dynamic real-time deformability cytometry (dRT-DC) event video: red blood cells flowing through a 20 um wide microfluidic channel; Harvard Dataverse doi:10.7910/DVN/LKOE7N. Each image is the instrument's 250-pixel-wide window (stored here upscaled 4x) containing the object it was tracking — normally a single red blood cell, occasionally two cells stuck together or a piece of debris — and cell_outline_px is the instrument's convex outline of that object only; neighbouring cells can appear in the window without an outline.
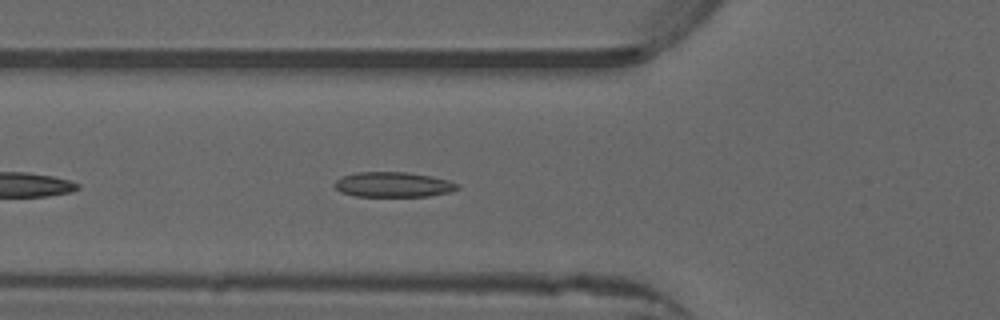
{"species": "common noctule bat (a hibernating species)", "species_latin": "Nyctalus noctula", "temperature_condition": "warm", "stored_images_in_passage": 16, "camera_frame_rate_fps": 3000, "um_per_image_px": 0.085, "animal": {"sex": "male", "forearm_length_mm": 52.5}, "frame": {"image": 1, "passage_image": 7, "time_ms": 2.0, "image_size_px": [1000, 320], "cell_outline_px": [[460, 188], [448, 192], [428, 196], [356, 196], [340, 192], [332, 184], [336, 180], [344, 176], [356, 172], [408, 172], [432, 176], [448, 180], [460, 184]], "centroid_in_image_um": [33.43, 15.68], "position_along_channel_um": 92.4, "area_um2": 17.98}}
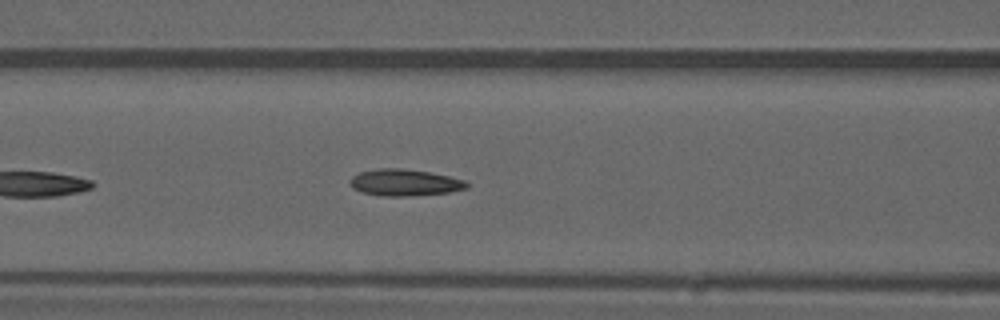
{"frame": {"image": 2, "passage_image": 10, "time_ms": 3.0, "image_size_px": [1000, 320], "cell_outline_px": [[468, 188], [448, 192], [404, 196], [380, 196], [364, 192], [352, 188], [352, 176], [360, 172], [380, 168], [400, 168], [428, 172], [448, 176], [464, 180], [468, 184]], "centroid_in_image_um": [34.4, 15.51], "position_along_channel_um": 132.2, "area_um2": 17.74}}
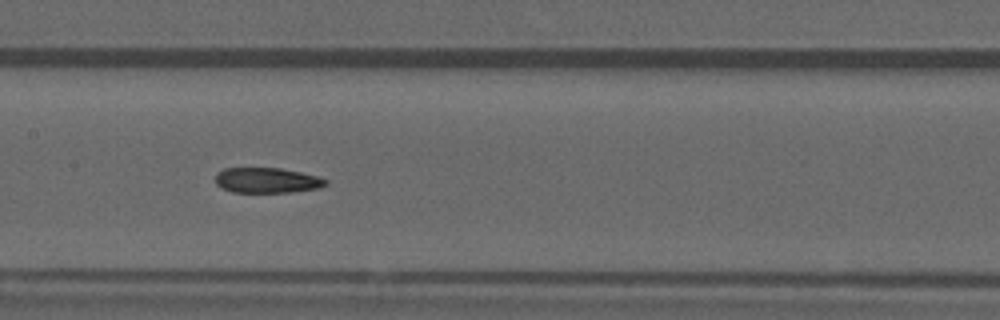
{"frame": {"image": 3, "passage_image": 14, "time_ms": 4.333, "image_size_px": [1000, 320], "cell_outline_px": [[328, 184], [320, 188], [292, 192], [232, 192], [220, 188], [216, 184], [216, 172], [224, 168], [280, 168], [300, 172], [316, 176], [328, 180]], "centroid_in_image_um": [22.68, 15.33], "position_along_channel_um": 184.7, "area_um2": 16.36}}